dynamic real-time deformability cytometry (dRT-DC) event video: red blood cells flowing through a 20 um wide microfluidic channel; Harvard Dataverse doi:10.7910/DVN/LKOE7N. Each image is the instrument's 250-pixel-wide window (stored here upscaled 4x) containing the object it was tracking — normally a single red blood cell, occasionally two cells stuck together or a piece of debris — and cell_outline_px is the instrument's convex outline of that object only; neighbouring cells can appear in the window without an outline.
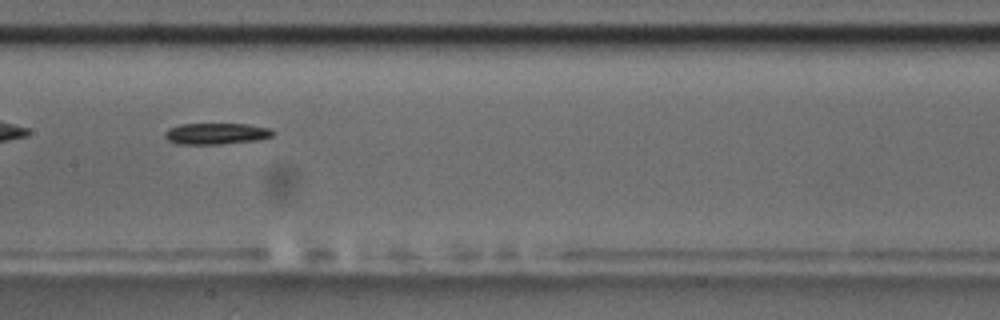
{"species": "common noctule bat (a hibernating species)", "species_latin": "Nyctalus noctula", "temperature_condition": "room temperature", "stored_images_in_passage": 9, "camera_frame_rate_fps": 3000, "um_per_image_px": 0.085, "animal": {"sex": "male", "body_mass_g": 17.5, "forearm_length_mm": 52.3}, "frame": {"image": 1, "passage_image": 6, "time_ms": 5.667, "image_size_px": [1000, 320], "cell_outline_px": [[272, 136], [256, 140], [220, 144], [176, 144], [168, 140], [164, 136], [164, 132], [168, 128], [180, 124], [248, 124], [272, 128]], "centroid_in_image_um": [18.34, 11.35], "position_along_channel_um": 189.1, "area_um2": 13.41}}
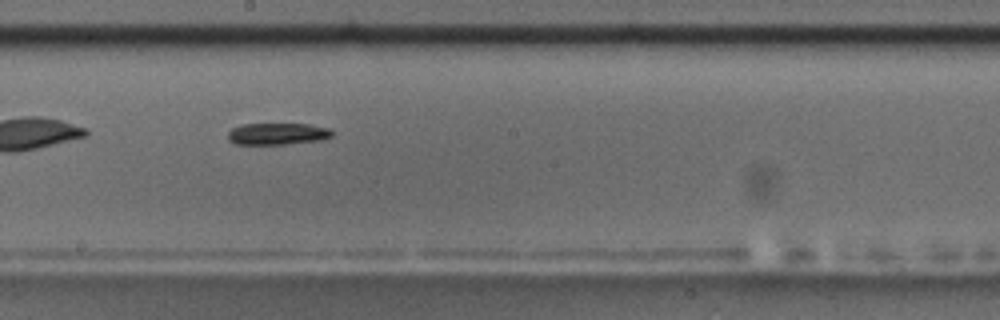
{"frame": {"image": 2, "passage_image": 7, "time_ms": 6.667, "image_size_px": [1000, 320], "cell_outline_px": [[332, 136], [324, 140], [284, 144], [236, 144], [228, 140], [228, 132], [232, 128], [244, 124], [308, 124], [332, 128]], "centroid_in_image_um": [23.62, 11.37], "position_along_channel_um": 224.6, "area_um2": 13.29}}
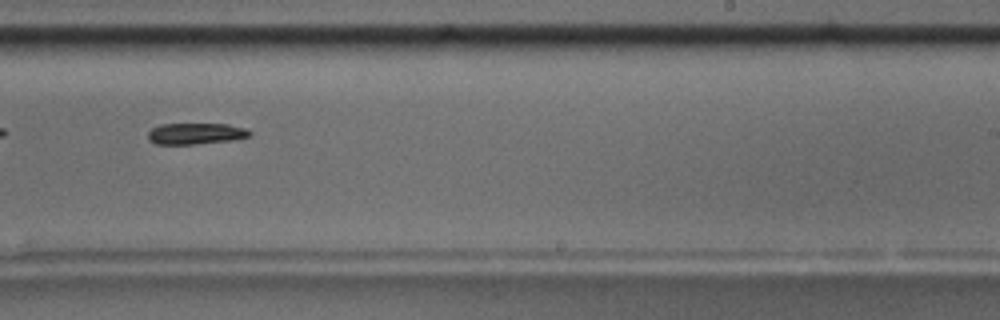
{"frame": {"image": 3, "passage_image": 8, "time_ms": 8.0, "image_size_px": [1000, 320], "cell_outline_px": [[252, 136], [232, 140], [196, 144], [156, 144], [148, 140], [148, 132], [152, 128], [160, 124], [228, 124], [244, 128], [252, 132]], "centroid_in_image_um": [16.64, 11.36], "position_along_channel_um": 272.4, "area_um2": 12.66}}